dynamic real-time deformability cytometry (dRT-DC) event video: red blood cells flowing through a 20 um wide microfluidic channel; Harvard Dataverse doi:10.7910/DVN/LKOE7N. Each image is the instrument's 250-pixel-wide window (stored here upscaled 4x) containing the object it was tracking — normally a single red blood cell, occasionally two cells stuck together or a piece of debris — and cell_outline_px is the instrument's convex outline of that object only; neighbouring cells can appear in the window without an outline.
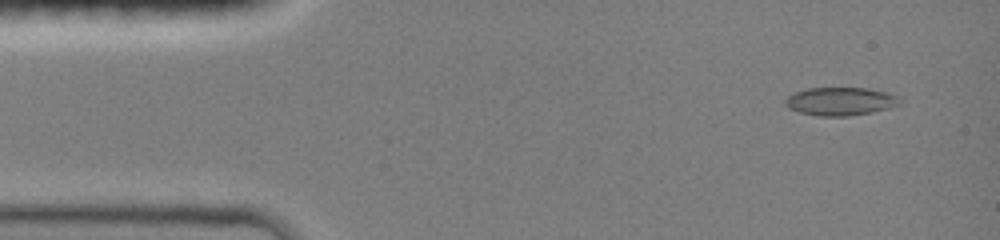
{"species": "common noctule bat (a hibernating species)", "species_latin": "Nyctalus noctula", "temperature_condition": "room temperature", "stored_images_in_passage": 28, "camera_frame_rate_fps": 3000, "um_per_image_px": 0.085, "animal": {"sex": "female", "body_mass_g": 19.0, "forearm_length_mm": 51.5}, "frame": {"image": 1, "passage_image": 3, "time_ms": 0.667, "image_size_px": [1000, 240], "cell_outline_px": [[900, 104], [888, 108], [872, 112], [848, 116], [816, 116], [800, 112], [788, 108], [784, 104], [784, 100], [788, 96], [796, 92], [808, 88], [868, 88], [888, 92], [896, 96], [900, 100]], "centroid_in_image_um": [71.42, 8.61], "position_along_channel_um": 13.6, "area_um2": 18.79}}
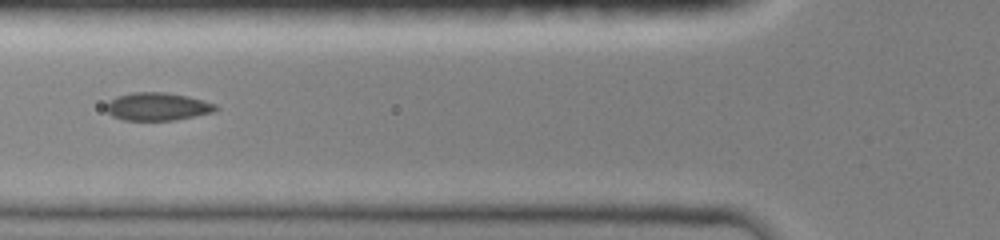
{"frame": {"image": 2, "passage_image": 17, "time_ms": 5.333, "image_size_px": [1000, 240], "cell_outline_px": [[220, 108], [212, 112], [172, 120], [124, 120], [112, 116], [104, 108], [104, 104], [108, 100], [116, 96], [132, 92], [164, 92], [188, 96], [216, 104]], "centroid_in_image_um": [13.32, 9.04], "position_along_channel_um": 112.5, "area_um2": 17.86}}
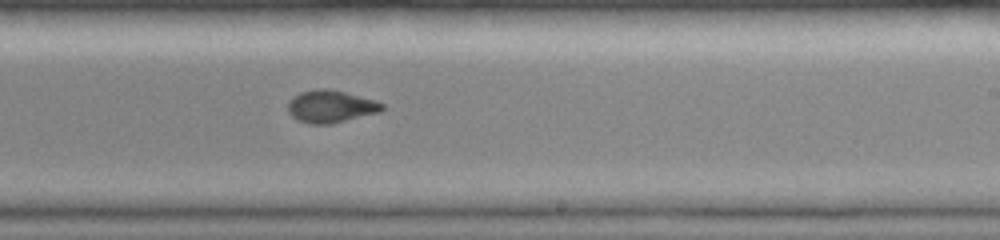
{"frame": {"image": 3, "passage_image": 28, "time_ms": 9.0, "image_size_px": [1000, 240], "cell_outline_px": [[384, 108], [380, 112], [332, 124], [308, 124], [296, 120], [288, 112], [288, 100], [292, 96], [300, 92], [316, 88], [328, 88], [376, 100], [384, 104]], "centroid_in_image_um": [28.08, 9.05], "position_along_channel_um": 260.9, "area_um2": 18.09}}